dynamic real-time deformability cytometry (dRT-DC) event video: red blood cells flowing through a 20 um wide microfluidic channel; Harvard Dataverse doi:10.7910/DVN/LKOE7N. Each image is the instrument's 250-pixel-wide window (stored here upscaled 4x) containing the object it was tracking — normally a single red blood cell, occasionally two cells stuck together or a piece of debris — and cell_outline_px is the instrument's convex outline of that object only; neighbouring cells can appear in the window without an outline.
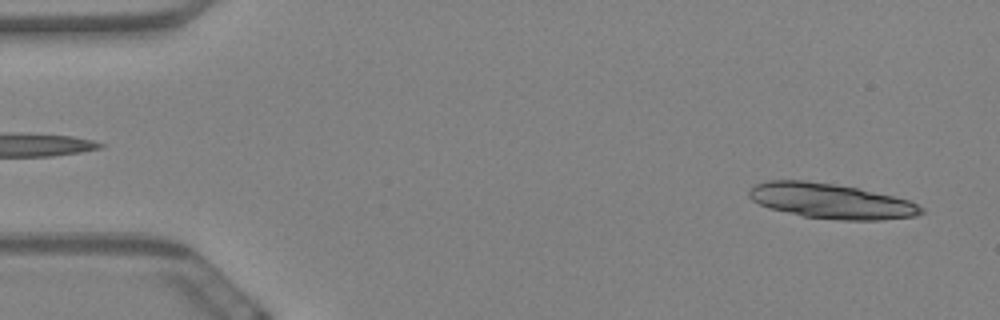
{"species": "Egyptian fruit bat (a non-hibernating species)", "species_latin": "Rousettus aegyptiacus", "temperature_condition": "warm", "stored_images_in_passage": 56, "camera_frame_rate_fps": 3000, "um_per_image_px": 0.085, "animal": {"sex": "female"}, "frame": {"image": 1, "passage_image": 2, "time_ms": 0.333, "image_size_px": [1000, 320], "cell_outline_px": [[924, 212], [916, 216], [880, 220], [840, 220], [804, 216], [768, 208], [752, 200], [748, 196], [748, 192], [756, 184], [768, 180], [804, 180], [836, 184], [856, 188], [892, 196], [908, 200], [924, 208]], "centroid_in_image_um": [70.62, 17.09], "position_along_channel_um": 14.4, "area_um2": 34.97}}
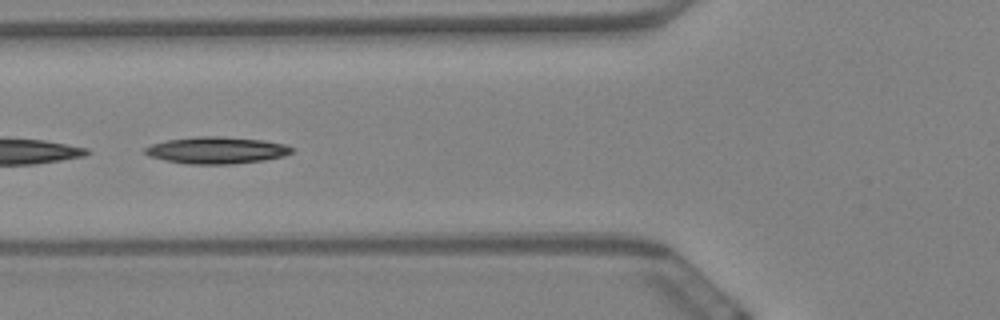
{"frame": {"image": 2, "passage_image": 21, "time_ms": 6.667, "image_size_px": [1000, 320], "cell_outline_px": [[296, 148], [292, 152], [284, 156], [264, 160], [232, 164], [188, 164], [148, 156], [144, 152], [144, 148], [152, 144], [168, 140], [200, 136], [220, 136], [264, 140], [284, 144]], "centroid_in_image_um": [18.45, 12.77], "position_along_channel_um": 107.4, "area_um2": 22.89}}
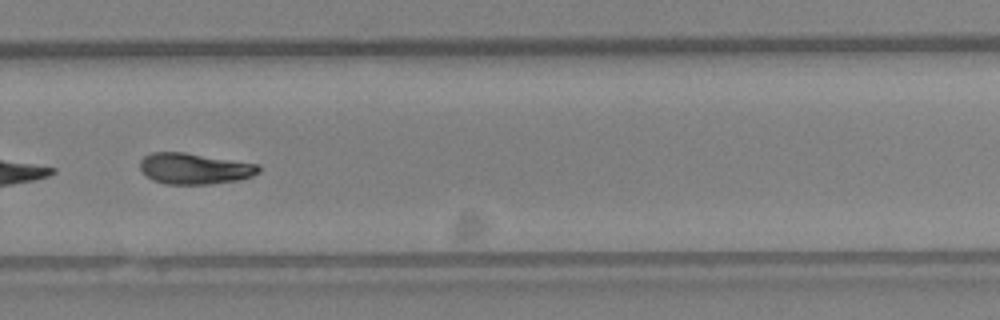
{"frame": {"image": 3, "passage_image": 39, "time_ms": 12.667, "image_size_px": [1000, 320], "cell_outline_px": [[260, 172], [252, 176], [240, 180], [212, 184], [164, 184], [152, 180], [140, 168], [140, 160], [144, 156], [152, 152], [184, 152], [260, 164]], "centroid_in_image_um": [16.56, 14.33], "position_along_channel_um": 313.2, "area_um2": 21.62}, "authors_computed_cell_mechanics": {"area_um2": 22.1374, "velocity_mm_per_s": 3.4417, "shape_relaxation_time_tau1_ms": 6.6539, "shape_relaxation_time_tau2_ms": null, "deformation_change_tau1": 0.1991, "deformation_change_tau2": null}}